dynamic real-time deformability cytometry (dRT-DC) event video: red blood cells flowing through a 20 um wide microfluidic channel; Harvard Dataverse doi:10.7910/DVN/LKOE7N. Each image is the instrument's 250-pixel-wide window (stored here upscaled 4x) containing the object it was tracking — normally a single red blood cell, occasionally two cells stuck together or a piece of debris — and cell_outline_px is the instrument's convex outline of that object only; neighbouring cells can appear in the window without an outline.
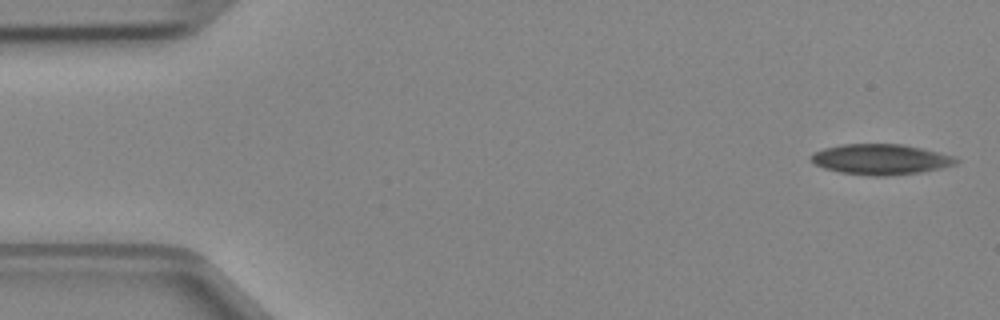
{"species": "Egyptian fruit bat (a non-hibernating species)", "species_latin": "Rousettus aegyptiacus", "temperature_condition": "cold", "stored_images_in_passage": 4, "camera_frame_rate_fps": 3000, "um_per_image_px": 0.085, "animal": {"sex": "female"}, "frame": {"image": 1, "passage_image": 1, "time_ms": 0.0, "image_size_px": [1000, 320], "cell_outline_px": [[960, 160], [956, 164], [924, 172], [884, 176], [872, 176], [840, 172], [824, 168], [816, 164], [808, 156], [812, 152], [824, 148], [844, 144], [904, 144], [924, 148], [956, 156]], "centroid_in_image_um": [74.9, 13.54], "position_along_channel_um": 10.1, "area_um2": 26.01}}
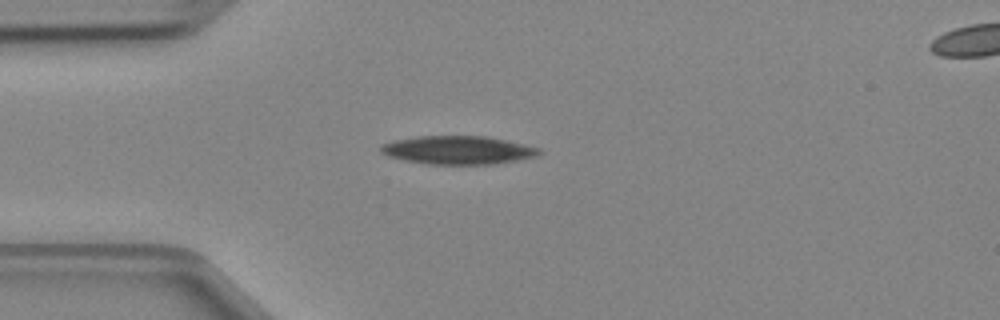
{"frame": {"image": 2, "passage_image": 3, "time_ms": 0.667, "image_size_px": [1000, 320], "cell_outline_px": [[544, 152], [536, 156], [496, 164], [428, 164], [404, 160], [388, 156], [380, 152], [380, 144], [392, 140], [416, 136], [488, 136], [524, 144], [540, 148]], "centroid_in_image_um": [38.91, 12.75], "position_along_channel_um": 46.1, "area_um2": 26.36}}